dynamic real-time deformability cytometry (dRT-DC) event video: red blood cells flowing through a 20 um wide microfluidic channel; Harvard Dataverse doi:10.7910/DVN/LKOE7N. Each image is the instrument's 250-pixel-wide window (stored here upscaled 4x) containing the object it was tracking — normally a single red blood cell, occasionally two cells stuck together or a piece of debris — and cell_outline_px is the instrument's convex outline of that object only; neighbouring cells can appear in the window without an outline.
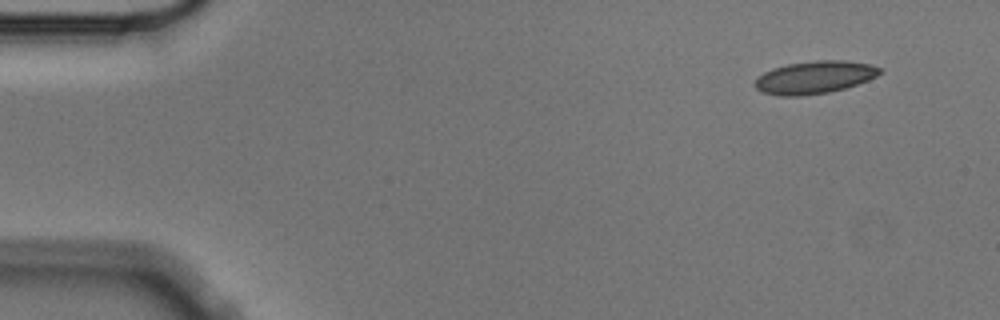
{"species": "Egyptian fruit bat (a non-hibernating species)", "species_latin": "Rousettus aegyptiacus", "temperature_condition": "cold", "stored_images_in_passage": 4, "camera_frame_rate_fps": 3000, "um_per_image_px": 0.085, "animal": {"sex": "male"}, "frame": {"image": 1, "passage_image": 1, "time_ms": 0.0, "image_size_px": [1000, 320], "cell_outline_px": [[884, 72], [868, 80], [844, 88], [828, 92], [800, 96], [780, 96], [764, 92], [756, 88], [752, 84], [764, 72], [772, 68], [788, 64], [816, 60], [844, 60], [868, 64], [884, 68]], "centroid_in_image_um": [69.25, 6.56], "position_along_channel_um": 15.7, "area_um2": 23.7}}
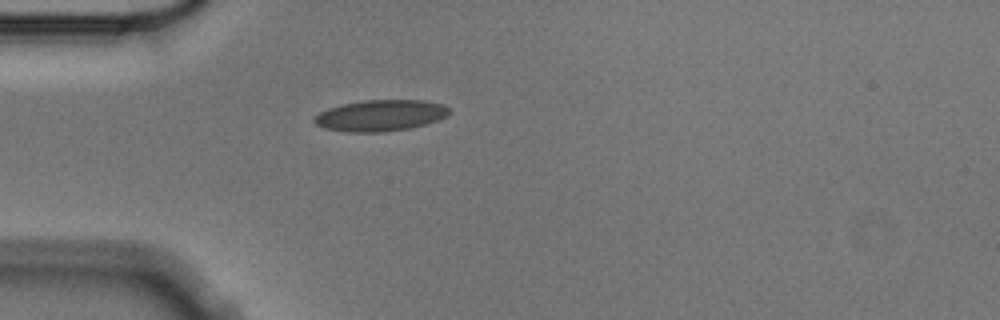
{"frame": {"image": 2, "passage_image": 4, "time_ms": 1.0, "image_size_px": [1000, 320], "cell_outline_px": [[448, 116], [424, 124], [408, 128], [384, 132], [348, 132], [324, 128], [316, 124], [312, 120], [320, 112], [328, 108], [344, 104], [364, 100], [424, 100], [440, 104], [448, 108]], "centroid_in_image_um": [32.31, 9.82], "position_along_channel_um": 52.7, "area_um2": 24.28}}